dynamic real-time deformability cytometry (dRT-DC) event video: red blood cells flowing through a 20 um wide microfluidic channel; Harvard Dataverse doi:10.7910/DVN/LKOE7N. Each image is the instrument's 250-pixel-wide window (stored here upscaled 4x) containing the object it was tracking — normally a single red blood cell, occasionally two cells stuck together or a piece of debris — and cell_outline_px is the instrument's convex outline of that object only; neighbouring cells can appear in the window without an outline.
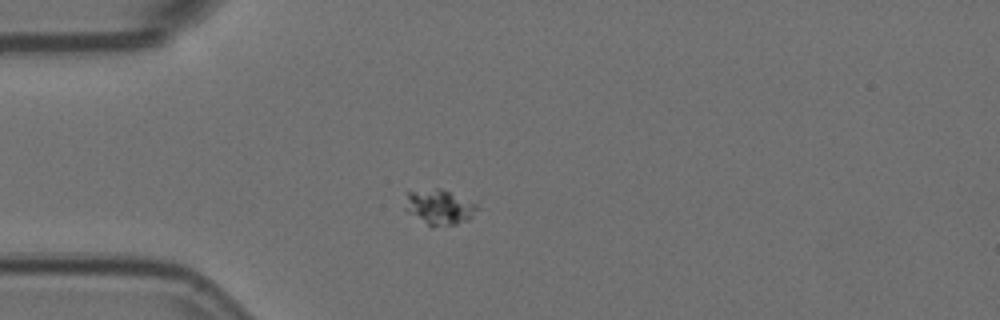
{"species": "Egyptian fruit bat (a non-hibernating species)", "species_latin": "Rousettus aegyptiacus", "temperature_condition": "room temperature", "stored_images_in_passage": 2, "camera_frame_rate_fps": 3000, "um_per_image_px": 0.085, "animal": {"sex": "female"}, "frame": {"image": 1, "passage_image": 1, "time_ms": 0.0, "image_size_px": [1000, 320], "cell_outline_px": [[480, 208], [468, 220], [456, 224], [432, 228], [408, 212], [404, 208], [408, 192], [436, 188], [440, 188], [476, 200]], "centroid_in_image_um": [37.42, 17.6], "position_along_channel_um": 47.6, "area_um2": 15.2}}
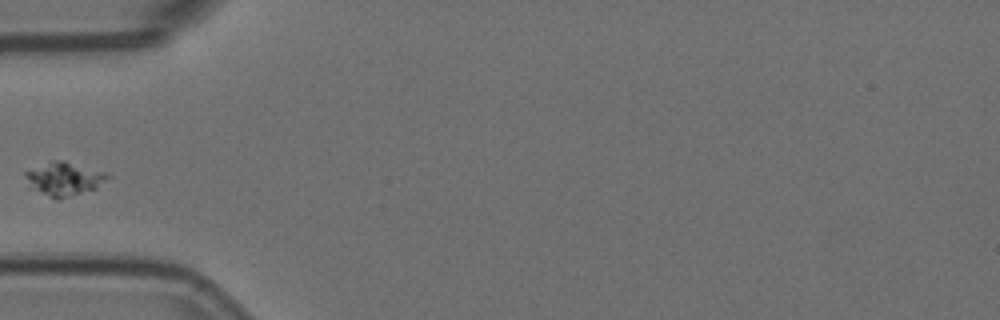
{"frame": {"image": 2, "passage_image": 2, "time_ms": 0.333, "image_size_px": [1000, 320], "cell_outline_px": [[112, 176], [96, 188], [56, 200], [28, 188], [24, 176], [24, 172], [52, 160], [64, 160], [104, 172]], "centroid_in_image_um": [5.4, 15.21], "position_along_channel_um": 79.6, "area_um2": 16.13}}